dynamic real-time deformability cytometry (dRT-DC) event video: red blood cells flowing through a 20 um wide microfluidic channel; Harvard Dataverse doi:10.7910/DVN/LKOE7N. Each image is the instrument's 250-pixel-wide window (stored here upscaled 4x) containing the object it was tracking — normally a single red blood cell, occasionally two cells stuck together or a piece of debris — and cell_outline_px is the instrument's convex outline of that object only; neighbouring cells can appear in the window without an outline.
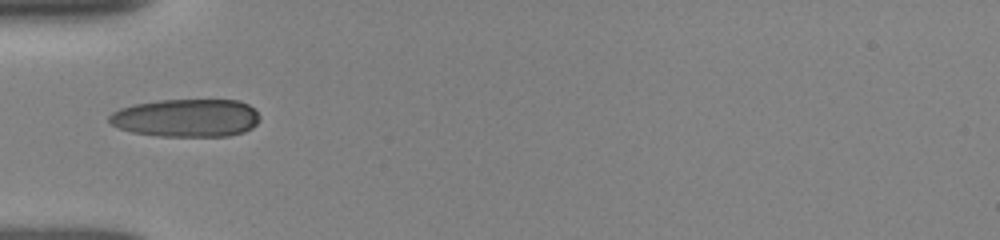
{"species": "human", "species_latin": "Homo sapiens", "temperature_condition": "room temperature", "stored_images_in_passage": 46, "camera_frame_rate_fps": 3000, "um_per_image_px": 0.085, "donor": {"sex": "female"}, "frame": {"image": 1, "passage_image": 1, "time_ms": 0.0, "image_size_px": [1000, 240], "cell_outline_px": [[260, 120], [252, 128], [244, 132], [228, 136], [160, 136], [132, 132], [120, 128], [112, 124], [108, 120], [108, 116], [112, 112], [120, 108], [136, 104], [160, 100], [240, 100], [248, 104], [260, 116]], "centroid_in_image_um": [15.86, 10.02], "position_along_channel_um": 69.1, "area_um2": 33.35}}
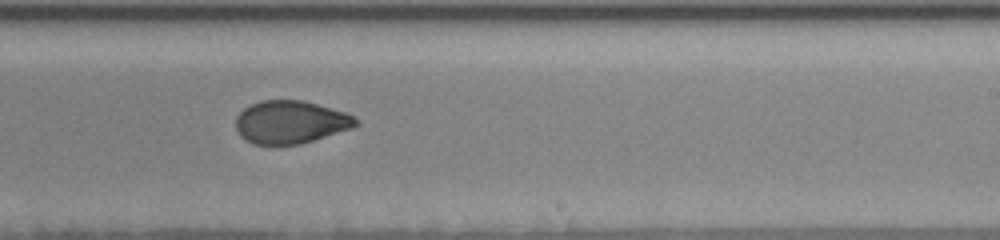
{"frame": {"image": 2, "passage_image": 21, "time_ms": 5.0, "image_size_px": [1000, 240], "cell_outline_px": [[360, 124], [352, 128], [300, 144], [252, 144], [244, 140], [240, 136], [236, 128], [236, 116], [244, 108], [260, 100], [304, 100], [344, 112], [352, 116]], "centroid_in_image_um": [24.66, 10.38], "position_along_channel_um": 264.3, "area_um2": 29.88}}
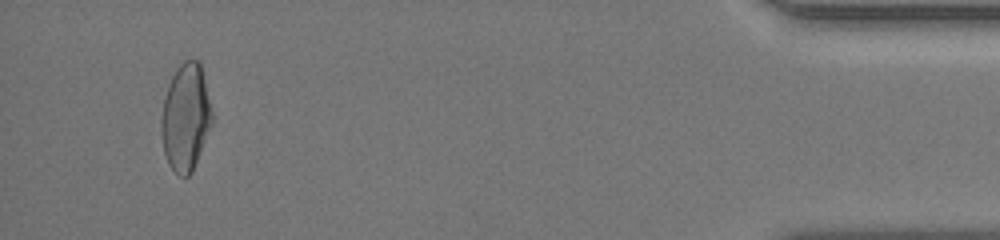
{"frame": {"image": 3, "passage_image": 43, "time_ms": 10.667, "image_size_px": [1000, 240], "cell_outline_px": [[212, 124], [192, 172], [188, 176], [180, 176], [168, 164], [164, 152], [160, 128], [160, 120], [164, 100], [168, 84], [176, 68], [184, 60], [200, 60], [212, 112]], "centroid_in_image_um": [15.77, 9.96], "position_along_channel_um": 419.4, "area_um2": 31.62}, "authors_computed_cell_mechanics": {"area_um2": 31.1253, "velocity_mm_per_s": 3.9055, "shape_relaxation_time_tau1_ms": 4.8797, "shape_relaxation_time_tau2_ms": 1.968, "deformation_change_tau1": 0.1564, "deformation_change_tau2": 0.0584}}